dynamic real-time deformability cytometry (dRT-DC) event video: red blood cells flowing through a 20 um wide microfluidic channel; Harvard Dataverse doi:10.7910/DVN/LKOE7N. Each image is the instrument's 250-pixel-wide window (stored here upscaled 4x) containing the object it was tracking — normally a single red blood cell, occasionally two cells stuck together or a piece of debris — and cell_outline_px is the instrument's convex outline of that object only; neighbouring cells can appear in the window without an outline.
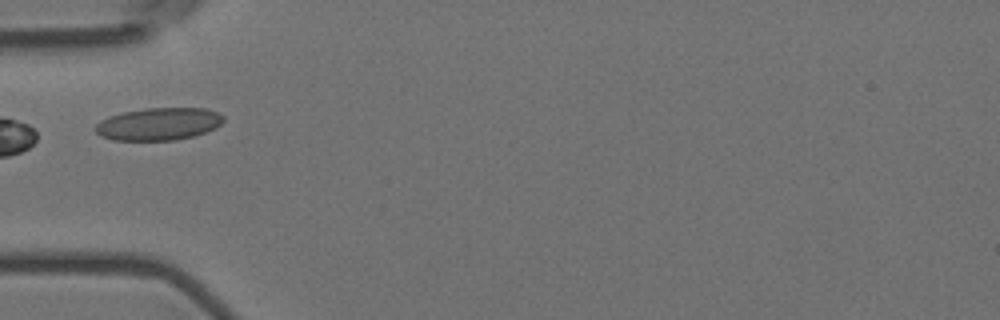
{"species": "Egyptian fruit bat (a non-hibernating species)", "species_latin": "Rousettus aegyptiacus", "temperature_condition": "room temperature", "stored_images_in_passage": 2, "camera_frame_rate_fps": 3000, "um_per_image_px": 0.085, "animal": {"sex": "female"}, "frame": {"image": 1, "passage_image": 2, "time_ms": 0.333, "image_size_px": [1000, 320], "cell_outline_px": [[224, 120], [216, 128], [192, 136], [176, 140], [112, 140], [100, 136], [96, 132], [96, 124], [100, 120], [108, 116], [124, 112], [148, 108], [208, 108], [224, 116]], "centroid_in_image_um": [13.48, 10.53], "position_along_channel_um": 71.5, "area_um2": 24.22}}